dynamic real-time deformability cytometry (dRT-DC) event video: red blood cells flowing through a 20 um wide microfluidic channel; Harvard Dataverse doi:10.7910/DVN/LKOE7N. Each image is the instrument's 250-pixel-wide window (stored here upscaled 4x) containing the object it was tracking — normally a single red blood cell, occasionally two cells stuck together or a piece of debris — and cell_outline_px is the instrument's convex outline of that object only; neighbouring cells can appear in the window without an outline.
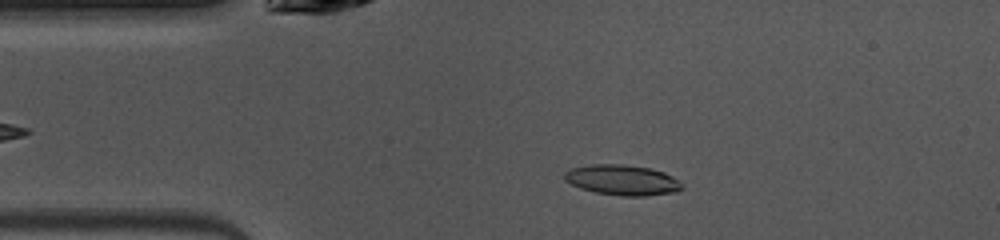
{"species": "common noctule bat (a hibernating species)", "species_latin": "Nyctalus noctula", "temperature_condition": "warm", "stored_images_in_passage": 36, "camera_frame_rate_fps": 3000, "um_per_image_px": 0.085, "animal": {"sex": "female", "body_mass_g": 10.0, "forearm_length_mm": 53.1}, "frame": {"image": 1, "passage_image": 2, "time_ms": 0.333, "image_size_px": [1000, 240], "cell_outline_px": [[684, 188], [676, 192], [648, 196], [620, 196], [596, 192], [580, 188], [564, 180], [564, 172], [572, 168], [592, 164], [620, 164], [652, 168], [664, 172], [672, 176]], "centroid_in_image_um": [52.9, 15.3], "position_along_channel_um": 32.1, "area_um2": 20.81}}
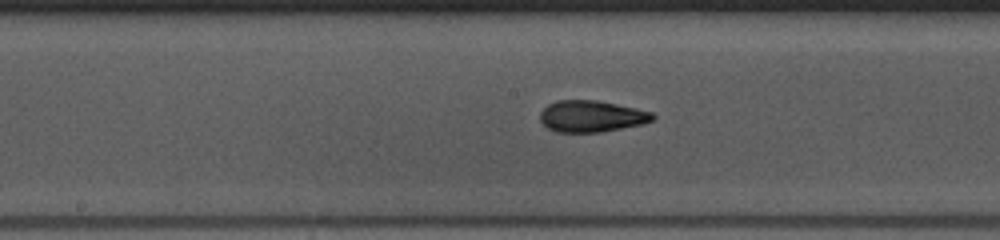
{"frame": {"image": 2, "passage_image": 16, "time_ms": 5.0, "image_size_px": [1000, 240], "cell_outline_px": [[656, 116], [652, 120], [644, 124], [600, 132], [556, 132], [548, 128], [540, 120], [540, 112], [548, 104], [556, 100], [596, 100], [636, 108], [652, 112]], "centroid_in_image_um": [50.28, 9.88], "position_along_channel_um": 197.9, "area_um2": 20.69}}
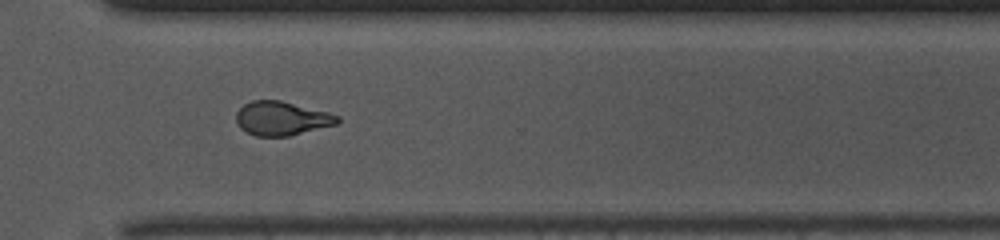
{"frame": {"image": 3, "passage_image": 27, "time_ms": 8.667, "image_size_px": [1000, 240], "cell_outline_px": [[340, 120], [336, 124], [288, 136], [256, 136], [240, 128], [236, 120], [236, 112], [244, 104], [252, 100], [280, 100], [328, 112], [340, 116]], "centroid_in_image_um": [23.93, 10.06], "position_along_channel_um": 346.7, "area_um2": 19.88}, "authors_computed_cell_mechanics": {"area_um2": 20.6346, "velocity_mm_per_s": 4.0678, "shape_relaxation_time_tau1_ms": 3.1493, "shape_relaxation_time_tau2_ms": 1.6485, "deformation_change_tau1": 0.1663, "deformation_change_tau2": 0.0913}}